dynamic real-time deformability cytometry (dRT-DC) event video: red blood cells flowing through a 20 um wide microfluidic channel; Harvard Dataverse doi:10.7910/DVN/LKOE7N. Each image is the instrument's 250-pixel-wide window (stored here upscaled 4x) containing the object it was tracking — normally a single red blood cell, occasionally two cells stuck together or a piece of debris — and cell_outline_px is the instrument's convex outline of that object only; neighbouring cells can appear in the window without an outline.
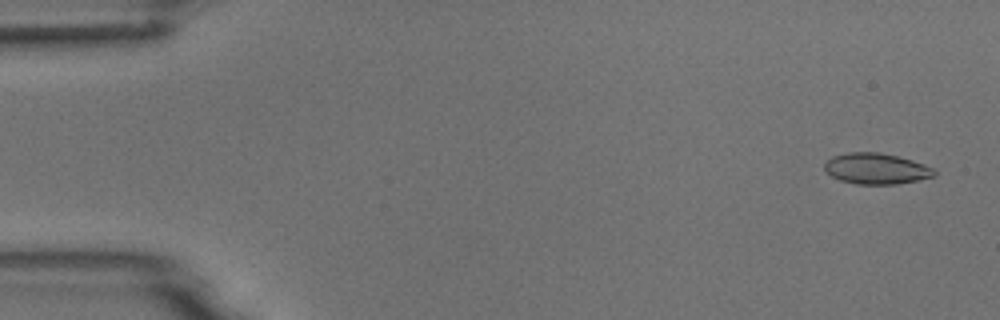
{"species": "common noctule bat (a hibernating species)", "species_latin": "Nyctalus noctula", "temperature_condition": "room temperature", "stored_images_in_passage": 4, "camera_frame_rate_fps": 3000, "um_per_image_px": 0.085, "animal": {"sex": "male", "body_mass_g": 18.8}, "frame": {"image": 1, "passage_image": 1, "time_ms": 0.0, "image_size_px": [1000, 320], "cell_outline_px": [[936, 176], [896, 184], [856, 184], [840, 180], [832, 176], [824, 168], [824, 164], [832, 156], [848, 152], [880, 152], [912, 160], [924, 164], [932, 168], [936, 172]], "centroid_in_image_um": [74.47, 14.33], "position_along_channel_um": 10.5, "area_um2": 19.65}}
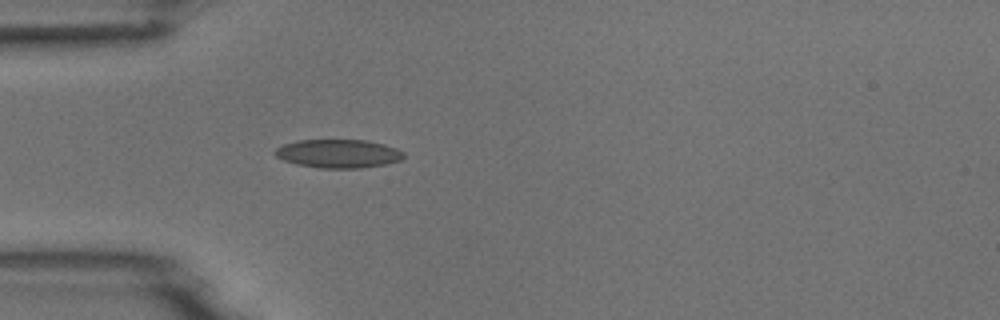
{"frame": {"image": 2, "passage_image": 4, "time_ms": 4.333, "image_size_px": [1000, 320], "cell_outline_px": [[404, 156], [400, 160], [384, 164], [360, 168], [320, 168], [296, 164], [284, 160], [276, 156], [272, 152], [276, 148], [284, 144], [300, 140], [364, 140], [384, 144], [396, 148], [404, 152]], "centroid_in_image_um": [28.74, 13.05], "position_along_channel_um": 56.3, "area_um2": 21.27}}